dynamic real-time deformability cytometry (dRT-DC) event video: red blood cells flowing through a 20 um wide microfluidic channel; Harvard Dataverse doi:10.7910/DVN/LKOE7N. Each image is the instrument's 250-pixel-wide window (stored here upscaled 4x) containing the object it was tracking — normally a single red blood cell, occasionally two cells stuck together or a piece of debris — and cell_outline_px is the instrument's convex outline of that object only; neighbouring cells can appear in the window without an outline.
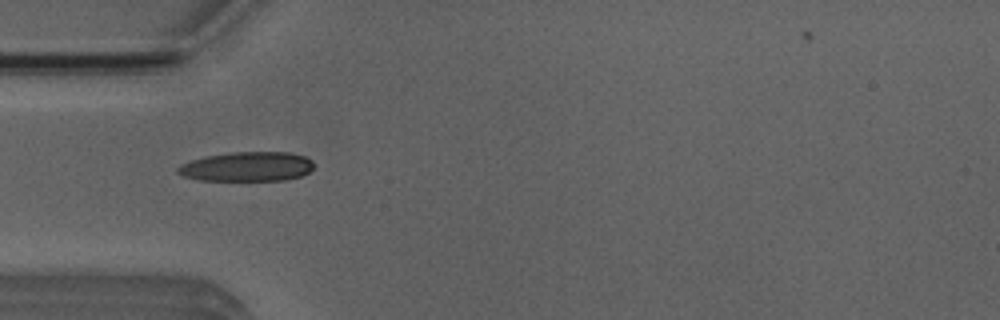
{"species": "Egyptian fruit bat (a non-hibernating species)", "species_latin": "Rousettus aegyptiacus", "temperature_condition": "room temperature", "stored_images_in_passage": 3, "camera_frame_rate_fps": 3000, "um_per_image_px": 0.085, "animal": {"sex": "male"}, "frame": {"image": 1, "passage_image": 1, "time_ms": 0.0, "image_size_px": [1000, 320], "cell_outline_px": [[312, 168], [308, 172], [300, 176], [284, 180], [200, 180], [184, 176], [176, 172], [176, 168], [180, 164], [204, 156], [232, 152], [288, 152], [304, 156], [312, 160]], "centroid_in_image_um": [20.97, 14.15], "position_along_channel_um": 64.0, "area_um2": 23.29}}